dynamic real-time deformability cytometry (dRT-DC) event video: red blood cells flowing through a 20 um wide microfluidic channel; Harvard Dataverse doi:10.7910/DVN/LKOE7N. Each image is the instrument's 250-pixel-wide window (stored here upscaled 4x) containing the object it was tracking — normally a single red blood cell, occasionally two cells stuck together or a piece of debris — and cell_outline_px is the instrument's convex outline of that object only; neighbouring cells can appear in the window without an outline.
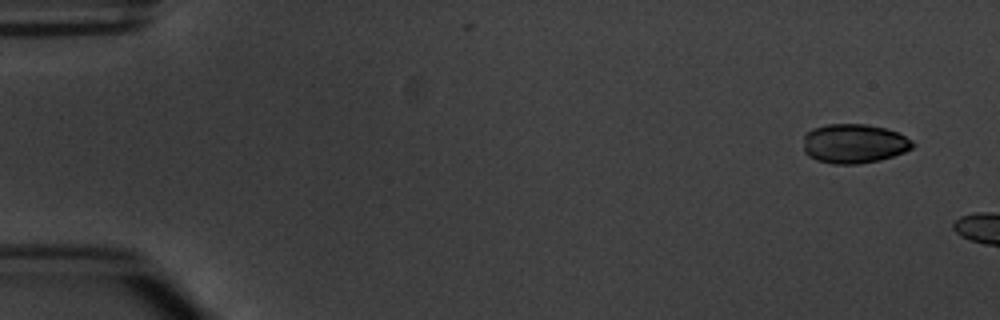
{"species": "common noctule bat (a hibernating species)", "species_latin": "Nyctalus noctula", "temperature_condition": "warm", "stored_images_in_passage": 3, "camera_frame_rate_fps": 3000, "um_per_image_px": 0.085, "animal": {"sex": "male", "body_mass_g": 20.1, "forearm_length_mm": 53.5}, "frame": {"image": 1, "passage_image": 1, "time_ms": 0.0, "image_size_px": [1000, 320], "cell_outline_px": [[916, 144], [912, 148], [904, 152], [880, 160], [856, 164], [832, 164], [816, 160], [808, 156], [804, 152], [804, 136], [812, 128], [828, 124], [864, 124], [884, 128], [896, 132], [912, 140]], "centroid_in_image_um": [72.58, 12.21], "position_along_channel_um": 12.4, "area_um2": 25.03}}